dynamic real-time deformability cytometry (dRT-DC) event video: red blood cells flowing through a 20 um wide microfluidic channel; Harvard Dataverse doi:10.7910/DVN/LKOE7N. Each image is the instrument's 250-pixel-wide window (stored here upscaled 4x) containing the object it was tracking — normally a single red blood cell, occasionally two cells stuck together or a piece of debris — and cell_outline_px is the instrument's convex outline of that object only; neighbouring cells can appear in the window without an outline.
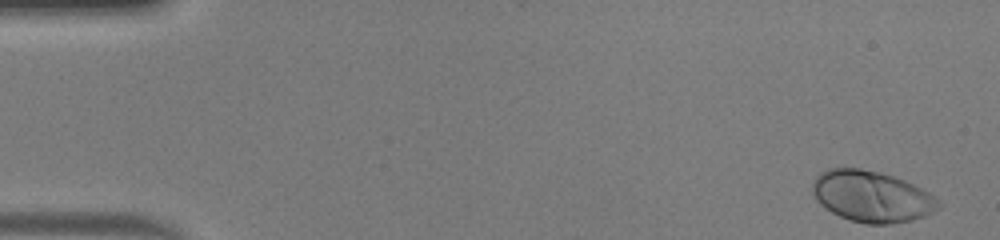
{"species": "human", "species_latin": "Homo sapiens", "temperature_condition": "warm", "stored_images_in_passage": 48, "camera_frame_rate_fps": 3000, "um_per_image_px": 0.085, "donor": {"sex": "male"}, "frame": {"image": 1, "passage_image": 1, "time_ms": 0.0, "image_size_px": [1000, 240], "cell_outline_px": [[944, 204], [940, 208], [924, 216], [912, 220], [888, 224], [864, 224], [848, 220], [832, 212], [820, 204], [816, 200], [812, 192], [812, 184], [816, 176], [820, 172], [828, 168], [860, 168], [880, 172], [904, 180], [928, 192], [940, 200]], "centroid_in_image_um": [74.09, 16.7], "position_along_channel_um": 10.9, "area_um2": 37.8}}
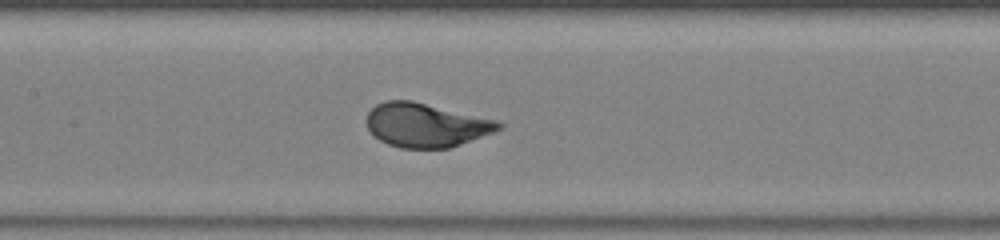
{"frame": {"image": 2, "passage_image": 23, "time_ms": 7.333, "image_size_px": [1000, 240], "cell_outline_px": [[504, 128], [460, 144], [448, 148], [400, 148], [388, 144], [380, 140], [368, 128], [368, 112], [376, 104], [388, 100], [412, 100], [500, 120], [504, 124]], "centroid_in_image_um": [36.26, 10.62], "position_along_channel_um": 171.1, "area_um2": 33.81}}
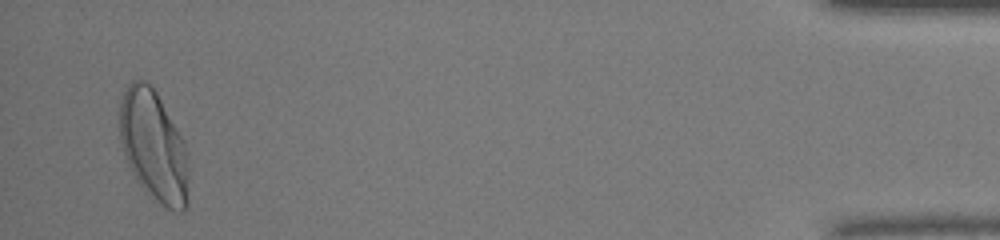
{"frame": {"image": 3, "passage_image": 47, "time_ms": 15.333, "image_size_px": [1000, 240], "cell_outline_px": [[188, 204], [184, 212], [176, 212], [168, 208], [148, 196], [132, 172], [124, 156], [120, 140], [120, 100], [128, 84], [132, 80], [144, 80], [152, 84], [184, 140], [188, 152]], "centroid_in_image_um": [13.08, 12.43], "position_along_channel_um": 422.1, "area_um2": 45.14}, "authors_computed_cell_mechanics": {"area_um2": 34.2176, "velocity_mm_per_s": 4.1369, "shape_relaxation_time_tau1_ms": 2.054, "shape_relaxation_time_tau2_ms": null, "deformation_change_tau1": 0.1684, "deformation_change_tau2": null}}